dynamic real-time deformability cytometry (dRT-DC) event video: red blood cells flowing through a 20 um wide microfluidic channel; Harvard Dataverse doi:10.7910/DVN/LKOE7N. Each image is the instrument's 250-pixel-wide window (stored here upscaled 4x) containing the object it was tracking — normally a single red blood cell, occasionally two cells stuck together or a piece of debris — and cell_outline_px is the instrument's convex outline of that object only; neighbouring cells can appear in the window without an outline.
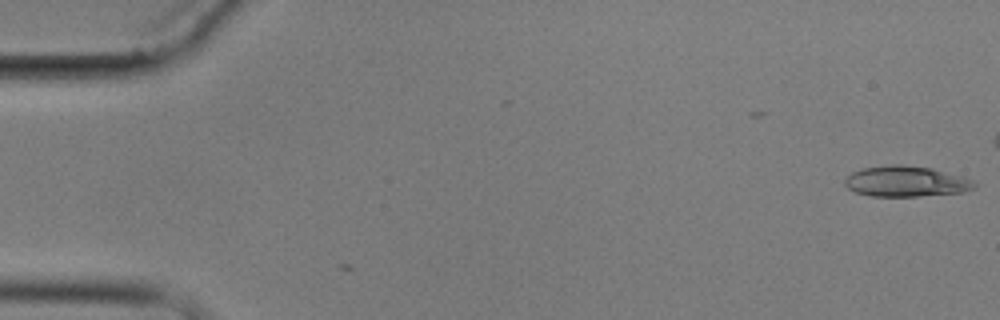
{"species": "common noctule bat (a hibernating species)", "species_latin": "Nyctalus noctula", "temperature_condition": "cold", "stored_images_in_passage": 12, "camera_frame_rate_fps": 3000, "um_per_image_px": 0.085, "animal": {"sex": "male", "body_mass_g": 17.9}, "frame": {"image": 1, "passage_image": 1, "time_ms": 0.0, "image_size_px": [1000, 320], "cell_outline_px": [[976, 188], [964, 192], [920, 196], [872, 196], [856, 192], [848, 188], [844, 184], [844, 180], [852, 172], [864, 168], [892, 164], [900, 164], [932, 168], [964, 176], [972, 180], [976, 184]], "centroid_in_image_um": [77.05, 15.42], "position_along_channel_um": 7.9, "area_um2": 23.24}}
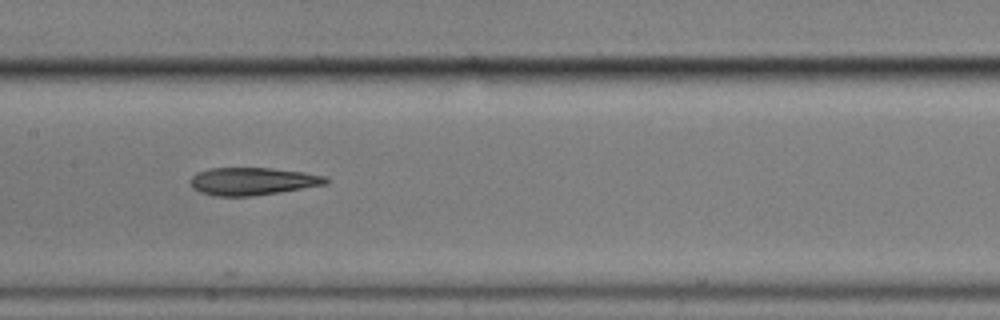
{"frame": {"image": 2, "passage_image": 8, "time_ms": 9.0, "image_size_px": [1000, 320], "cell_outline_px": [[332, 180], [328, 184], [252, 196], [216, 196], [200, 192], [192, 188], [188, 180], [196, 172], [208, 168], [272, 168], [304, 172], [328, 176]], "centroid_in_image_um": [21.47, 15.4], "position_along_channel_um": 185.9, "area_um2": 22.08}}
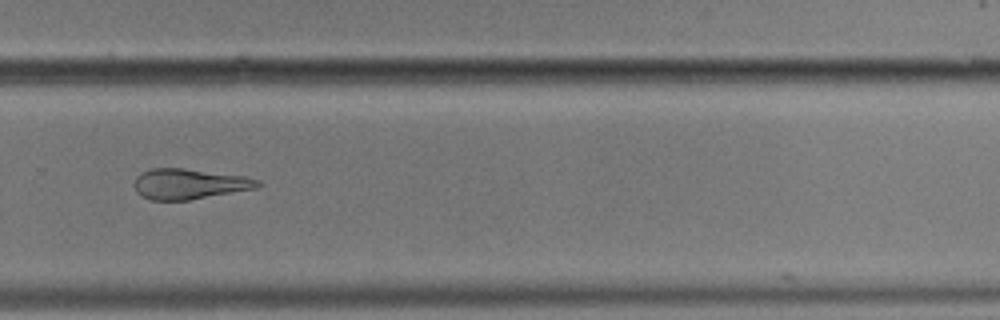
{"frame": {"image": 3, "passage_image": 11, "time_ms": 12.667, "image_size_px": [1000, 320], "cell_outline_px": [[264, 184], [260, 188], [188, 200], [152, 200], [140, 196], [136, 192], [136, 176], [140, 172], [152, 168], [184, 168], [244, 176], [260, 180]], "centroid_in_image_um": [16.14, 15.63], "position_along_channel_um": 313.7, "area_um2": 22.08}}